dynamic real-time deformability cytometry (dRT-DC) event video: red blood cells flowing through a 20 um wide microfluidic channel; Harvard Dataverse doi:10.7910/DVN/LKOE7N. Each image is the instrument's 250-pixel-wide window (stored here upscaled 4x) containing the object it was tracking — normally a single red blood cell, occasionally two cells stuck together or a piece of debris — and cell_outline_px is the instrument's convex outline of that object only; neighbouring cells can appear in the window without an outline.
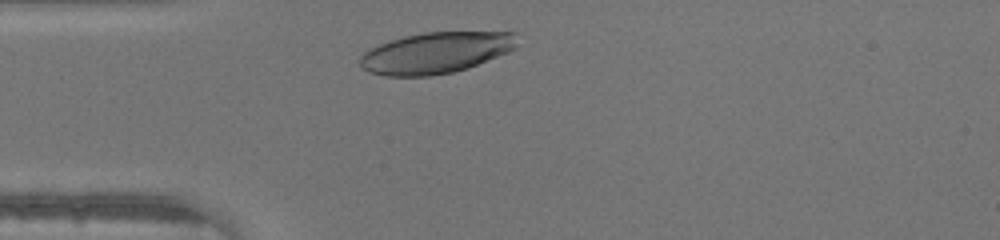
{"species": "human", "species_latin": "Homo sapiens", "temperature_condition": "warm", "stored_images_in_passage": 27, "camera_frame_rate_fps": 3000, "um_per_image_px": 0.085, "donor": {"sex": "male"}, "frame": {"image": 1, "passage_image": 3, "time_ms": 0.667, "image_size_px": [1000, 240], "cell_outline_px": [[516, 48], [508, 52], [468, 68], [452, 72], [428, 76], [384, 76], [368, 72], [360, 68], [360, 56], [368, 48], [388, 40], [404, 36], [424, 32], [516, 32]], "centroid_in_image_um": [36.99, 4.49], "position_along_channel_um": 48.0, "area_um2": 37.97}}
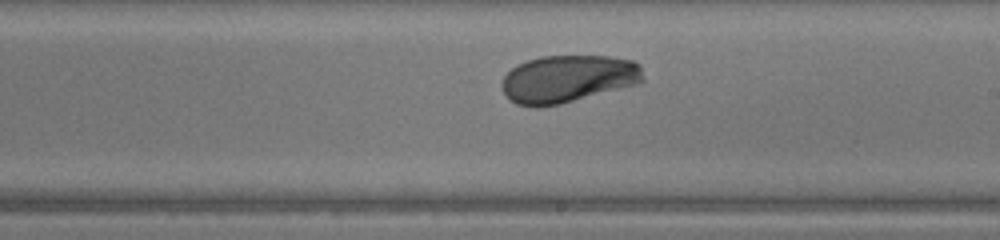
{"frame": {"image": 2, "passage_image": 17, "time_ms": 5.333, "image_size_px": [1000, 240], "cell_outline_px": [[644, 80], [640, 84], [560, 104], [540, 108], [536, 108], [516, 104], [504, 92], [500, 84], [504, 76], [516, 64], [540, 56], [608, 56], [632, 60], [640, 64]], "centroid_in_image_um": [48.28, 6.71], "position_along_channel_um": 240.7, "area_um2": 39.48}}
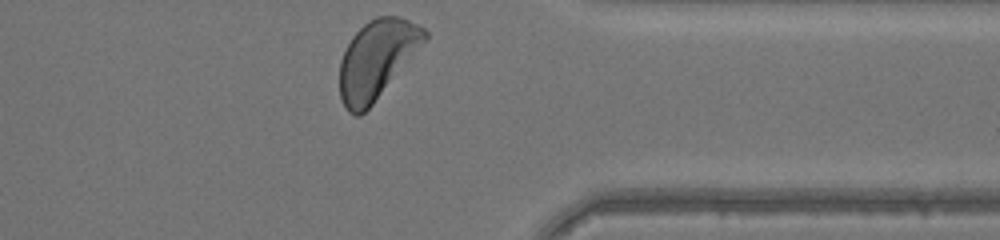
{"frame": {"image": 3, "passage_image": 27, "time_ms": 8.667, "image_size_px": [1000, 240], "cell_outline_px": [[428, 40], [372, 104], [360, 116], [356, 116], [348, 112], [340, 96], [340, 60], [352, 36], [368, 20], [376, 16], [400, 16], [424, 28], [428, 32]], "centroid_in_image_um": [32.05, 5.03], "position_along_channel_um": 379.4, "area_um2": 38.73}}